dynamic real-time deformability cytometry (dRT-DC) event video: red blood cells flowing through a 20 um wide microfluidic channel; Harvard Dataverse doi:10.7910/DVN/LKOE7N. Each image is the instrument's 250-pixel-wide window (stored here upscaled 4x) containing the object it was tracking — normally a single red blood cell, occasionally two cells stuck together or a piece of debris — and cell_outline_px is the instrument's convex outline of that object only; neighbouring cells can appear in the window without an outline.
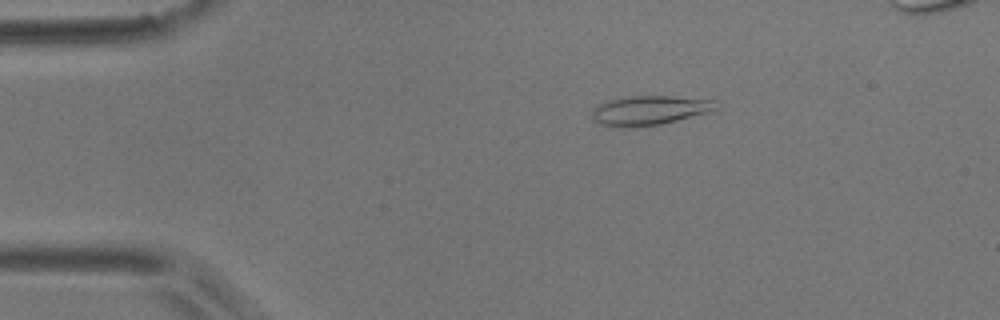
{"species": "common noctule bat (a hibernating species)", "species_latin": "Nyctalus noctula", "temperature_condition": "room temperature", "stored_images_in_passage": 7, "camera_frame_rate_fps": 3000, "um_per_image_px": 0.085, "animal": {"sex": "male", "body_mass_g": 17.9}, "frame": {"image": 1, "passage_image": 2, "time_ms": 1.333, "image_size_px": [1000, 320], "cell_outline_px": [[720, 108], [712, 112], [660, 124], [628, 128], [600, 124], [592, 116], [592, 112], [600, 104], [608, 100], [632, 96], [672, 96], [716, 100], [720, 104]], "centroid_in_image_um": [55.32, 9.37], "position_along_channel_um": 29.7, "area_um2": 21.27}}
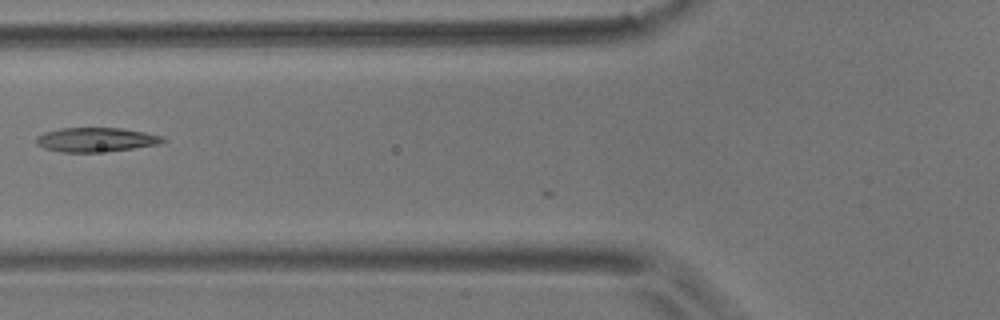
{"frame": {"image": 2, "passage_image": 5, "time_ms": 5.333, "image_size_px": [1000, 320], "cell_outline_px": [[168, 140], [160, 144], [132, 148], [96, 152], [60, 152], [44, 148], [36, 144], [36, 136], [44, 132], [60, 128], [120, 128], [144, 132], [160, 136]], "centroid_in_image_um": [8.12, 11.87], "position_along_channel_um": 117.7, "area_um2": 17.8}}
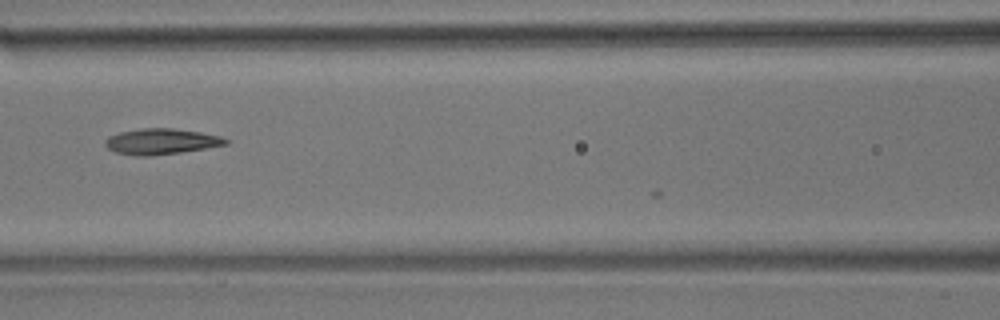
{"frame": {"image": 3, "passage_image": 6, "time_ms": 6.333, "image_size_px": [1000, 320], "cell_outline_px": [[228, 144], [180, 152], [152, 156], [132, 156], [116, 152], [108, 148], [104, 144], [104, 140], [108, 136], [120, 132], [140, 128], [172, 128], [200, 132], [220, 136], [228, 140]], "centroid_in_image_um": [13.65, 12.02], "position_along_channel_um": 153.0, "area_um2": 18.09}}